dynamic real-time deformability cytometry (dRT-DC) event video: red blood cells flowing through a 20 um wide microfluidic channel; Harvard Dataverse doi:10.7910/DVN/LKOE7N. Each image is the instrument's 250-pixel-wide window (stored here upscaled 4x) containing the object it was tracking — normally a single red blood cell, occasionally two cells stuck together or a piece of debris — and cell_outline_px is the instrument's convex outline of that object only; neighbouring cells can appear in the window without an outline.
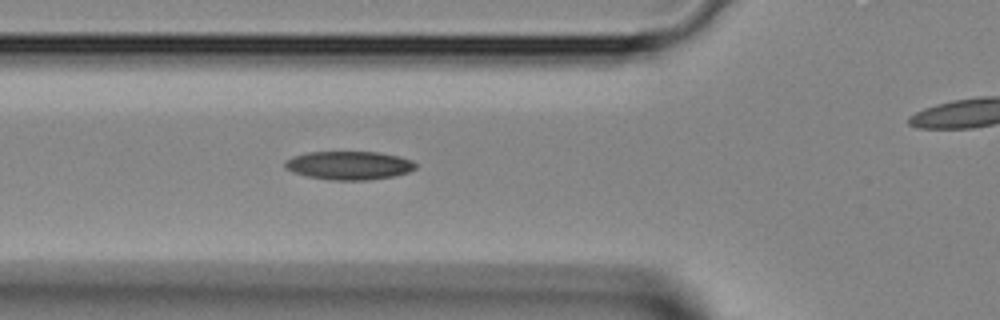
{"species": "Egyptian fruit bat (a non-hibernating species)", "species_latin": "Rousettus aegyptiacus", "temperature_condition": "room temperature", "stored_images_in_passage": 16, "camera_frame_rate_fps": 3000, "um_per_image_px": 0.085, "animal": {"sex": "female"}, "frame": {"image": 1, "passage_image": 7, "time_ms": 2.0, "image_size_px": [1000, 320], "cell_outline_px": [[416, 168], [408, 172], [392, 176], [368, 180], [332, 180], [308, 176], [292, 172], [284, 168], [284, 160], [292, 156], [308, 152], [376, 152], [400, 156], [412, 160], [416, 164]], "centroid_in_image_um": [29.64, 14.05], "position_along_channel_um": 96.2, "area_um2": 21.73}}
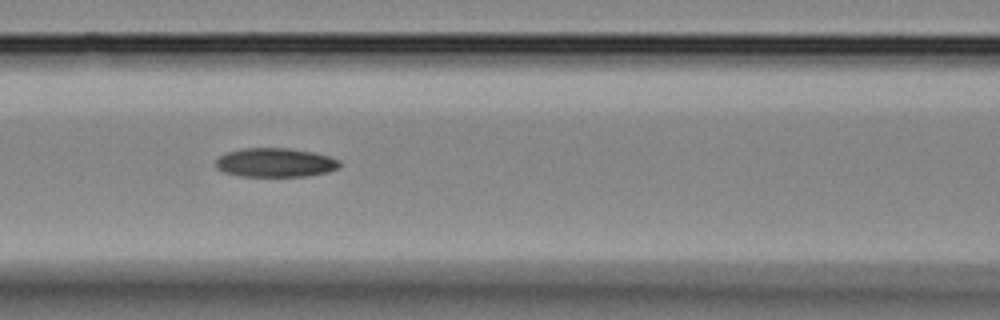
{"frame": {"image": 2, "passage_image": 10, "time_ms": 3.0, "image_size_px": [1000, 320], "cell_outline_px": [[340, 168], [328, 172], [308, 176], [240, 176], [224, 172], [216, 168], [216, 160], [220, 156], [228, 152], [244, 148], [288, 148], [312, 152], [328, 156], [340, 160]], "centroid_in_image_um": [23.42, 13.82], "position_along_channel_um": 143.2, "area_um2": 20.92}}
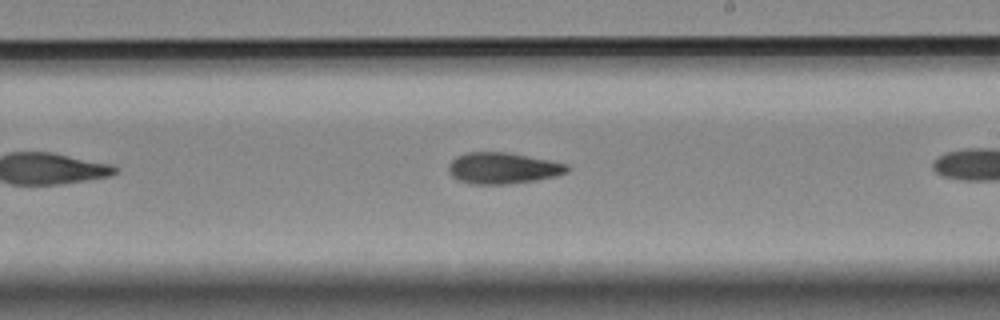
{"frame": {"image": 3, "passage_image": 14, "time_ms": 4.333, "image_size_px": [1000, 320], "cell_outline_px": [[568, 172], [556, 176], [536, 180], [504, 184], [472, 184], [460, 180], [452, 176], [448, 172], [448, 164], [456, 156], [468, 152], [508, 152], [552, 160], [568, 164]], "centroid_in_image_um": [42.75, 14.28], "position_along_channel_um": 246.3, "area_um2": 21.68}}